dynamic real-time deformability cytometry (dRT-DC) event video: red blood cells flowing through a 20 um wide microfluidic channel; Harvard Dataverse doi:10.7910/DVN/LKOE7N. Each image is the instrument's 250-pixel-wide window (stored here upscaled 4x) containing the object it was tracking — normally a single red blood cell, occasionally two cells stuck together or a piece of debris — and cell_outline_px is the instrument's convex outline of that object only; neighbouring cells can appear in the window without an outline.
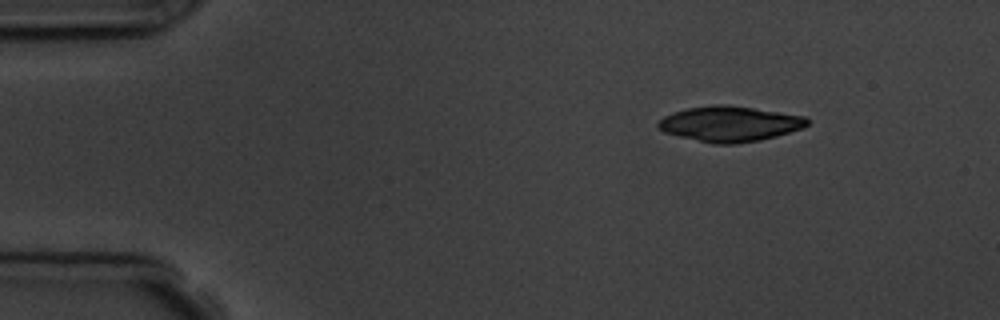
{"species": "common noctule bat (a hibernating species)", "species_latin": "Nyctalus noctula", "temperature_condition": "room temperature", "stored_images_in_passage": 3, "camera_frame_rate_fps": 3000, "um_per_image_px": 0.085, "animal": {"sex": "male", "body_mass_g": 19.5, "forearm_length_mm": 54.6}, "frame": {"image": 1, "passage_image": 1, "time_ms": 0.0, "image_size_px": [1000, 320], "cell_outline_px": [[808, 124], [800, 128], [776, 136], [760, 140], [736, 144], [712, 144], [664, 132], [656, 124], [664, 116], [672, 112], [688, 108], [712, 104], [728, 104], [804, 116], [808, 120]], "centroid_in_image_um": [61.99, 10.52], "position_along_channel_um": 23.0, "area_um2": 30.52}}